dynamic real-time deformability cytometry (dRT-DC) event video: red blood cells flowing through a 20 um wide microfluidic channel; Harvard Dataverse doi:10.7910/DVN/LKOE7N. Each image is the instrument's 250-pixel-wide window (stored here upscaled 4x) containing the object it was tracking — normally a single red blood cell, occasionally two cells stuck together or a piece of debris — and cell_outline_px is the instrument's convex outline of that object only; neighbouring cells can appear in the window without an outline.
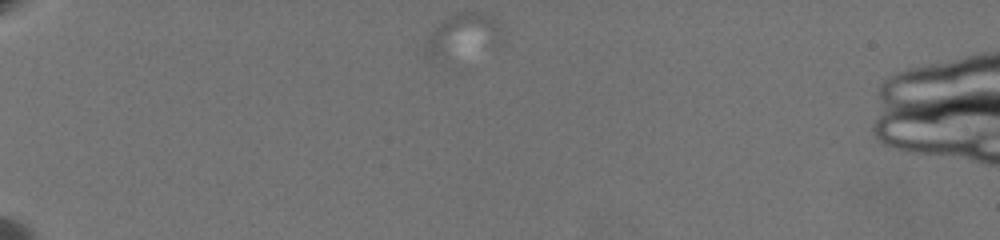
{"species": "common noctule bat (a hibernating species)", "species_latin": "Nyctalus noctula", "temperature_condition": "warm", "stored_images_in_passage": 4, "camera_frame_rate_fps": 3000, "um_per_image_px": 0.085, "animal": {"sex": "female", "body_mass_g": 19.5, "forearm_length_mm": 54.1}, "frame": {"image": 1, "passage_image": 1, "time_ms": 0.0, "image_size_px": [1000, 240], "cell_outline_px": [[500, 44], [432, 56], [428, 56], [424, 52], [424, 44], [428, 36], [440, 20], [460, 12], [484, 12], [492, 16], [500, 24]], "centroid_in_image_um": [39.35, 2.85], "position_along_channel_um": 45.7, "area_um2": 17.8}}